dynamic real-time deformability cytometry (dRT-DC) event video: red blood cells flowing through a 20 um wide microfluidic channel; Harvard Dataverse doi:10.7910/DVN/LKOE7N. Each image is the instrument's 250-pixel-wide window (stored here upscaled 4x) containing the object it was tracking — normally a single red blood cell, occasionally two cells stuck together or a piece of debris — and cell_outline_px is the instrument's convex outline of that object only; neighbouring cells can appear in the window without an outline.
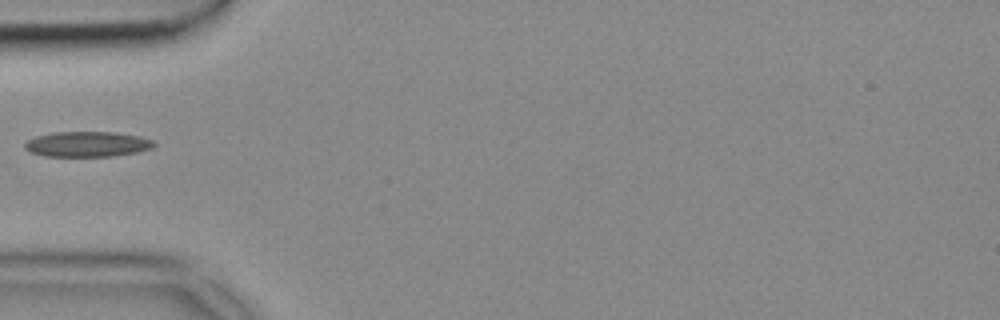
{"species": "common noctule bat (a hibernating species)", "species_latin": "Nyctalus noctula", "temperature_condition": "cold", "stored_images_in_passage": 37, "camera_frame_rate_fps": 3000, "um_per_image_px": 0.085, "animal": {"sex": "female", "body_mass_g": 18.4}, "frame": {"image": 1, "passage_image": 1, "time_ms": 0.0, "image_size_px": [1000, 320], "cell_outline_px": [[156, 144], [152, 148], [136, 152], [112, 156], [44, 156], [32, 152], [24, 148], [24, 144], [28, 140], [36, 136], [56, 132], [116, 132], [140, 136], [152, 140]], "centroid_in_image_um": [7.43, 12.25], "position_along_channel_um": 77.6, "area_um2": 18.96}}
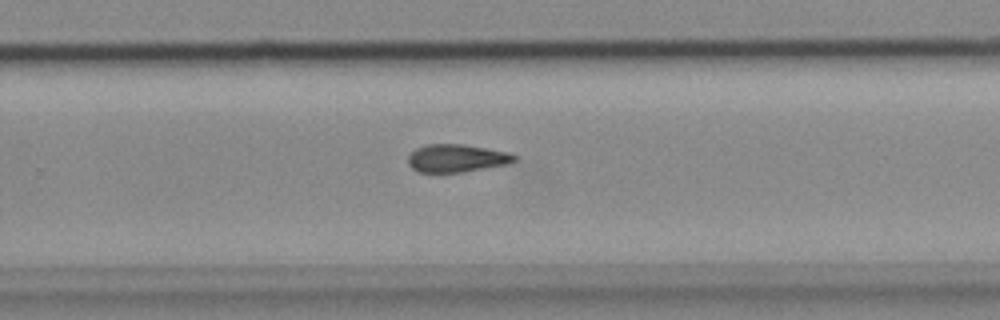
{"frame": {"image": 2, "passage_image": 18, "time_ms": 5.667, "image_size_px": [1000, 320], "cell_outline_px": [[516, 160], [508, 164], [460, 172], [416, 172], [408, 164], [408, 156], [416, 148], [428, 144], [464, 144], [512, 152], [516, 156]], "centroid_in_image_um": [38.83, 13.44], "position_along_channel_um": 291.0, "area_um2": 17.34}}
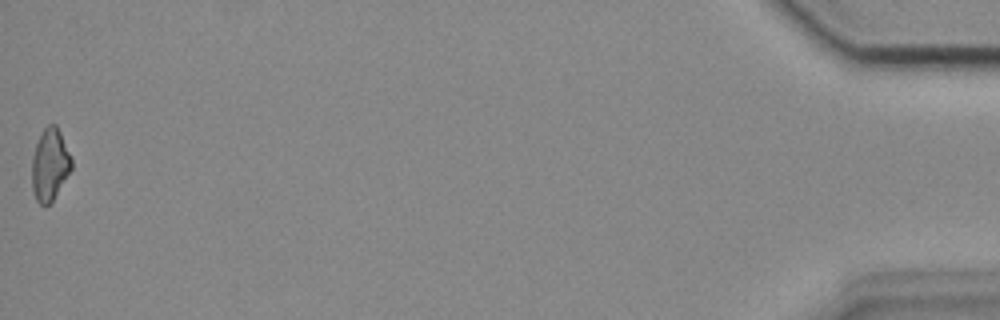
{"frame": {"image": 3, "passage_image": 37, "time_ms": 12.0, "image_size_px": [1000, 320], "cell_outline_px": [[72, 168], [52, 200], [48, 204], [40, 204], [36, 200], [32, 188], [32, 156], [36, 144], [44, 128], [48, 124], [56, 124], [72, 156]], "centroid_in_image_um": [4.24, 13.96], "position_along_channel_um": 431.0, "area_um2": 16.47}}